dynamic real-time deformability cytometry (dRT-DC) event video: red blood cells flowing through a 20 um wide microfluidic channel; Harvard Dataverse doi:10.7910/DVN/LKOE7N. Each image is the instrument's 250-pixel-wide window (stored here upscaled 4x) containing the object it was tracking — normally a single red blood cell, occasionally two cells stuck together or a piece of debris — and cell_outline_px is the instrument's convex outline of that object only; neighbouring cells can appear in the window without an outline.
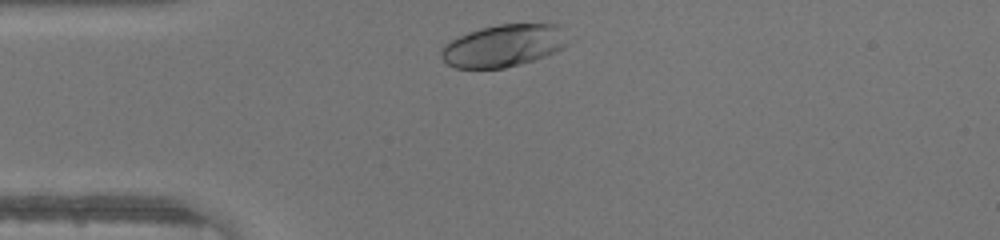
{"species": "human", "species_latin": "Homo sapiens", "temperature_condition": "warm", "stored_images_in_passage": 26, "camera_frame_rate_fps": 3000, "um_per_image_px": 0.085, "donor": {"sex": "male"}, "frame": {"image": 1, "passage_image": 1, "time_ms": 0.0, "image_size_px": [1000, 240], "cell_outline_px": [[568, 44], [564, 48], [544, 56], [520, 64], [504, 68], [456, 68], [448, 64], [440, 56], [440, 48], [444, 44], [468, 32], [500, 24], [560, 24], [568, 40]], "centroid_in_image_um": [42.81, 3.88], "position_along_channel_um": 42.2, "area_um2": 31.1}}
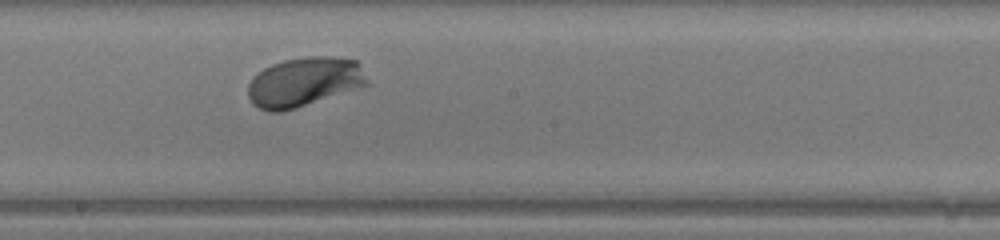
{"frame": {"image": 2, "passage_image": 15, "time_ms": 4.667, "image_size_px": [1000, 240], "cell_outline_px": [[372, 84], [296, 108], [280, 112], [268, 112], [252, 104], [248, 96], [248, 84], [264, 68], [272, 64], [284, 60], [308, 56], [332, 56], [356, 60], [360, 64]], "centroid_in_image_um": [25.91, 6.97], "position_along_channel_um": 222.3, "area_um2": 34.51}}
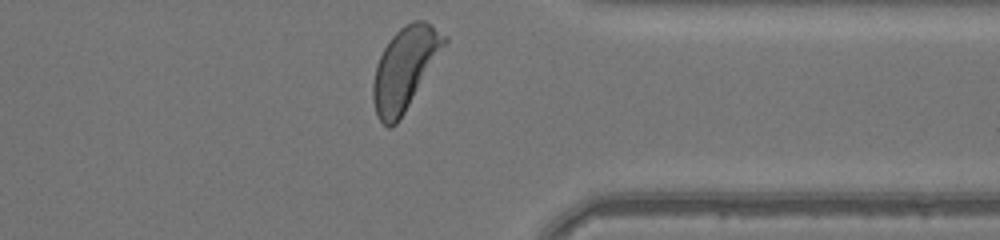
{"frame": {"image": 3, "passage_image": 26, "time_ms": 8.333, "image_size_px": [1000, 240], "cell_outline_px": [[448, 40], [404, 112], [396, 124], [392, 128], [388, 128], [376, 116], [372, 100], [372, 84], [376, 64], [384, 48], [392, 36], [404, 24], [412, 20], [424, 20], [448, 36]], "centroid_in_image_um": [34.38, 5.81], "position_along_channel_um": 377.0, "area_um2": 33.76}}